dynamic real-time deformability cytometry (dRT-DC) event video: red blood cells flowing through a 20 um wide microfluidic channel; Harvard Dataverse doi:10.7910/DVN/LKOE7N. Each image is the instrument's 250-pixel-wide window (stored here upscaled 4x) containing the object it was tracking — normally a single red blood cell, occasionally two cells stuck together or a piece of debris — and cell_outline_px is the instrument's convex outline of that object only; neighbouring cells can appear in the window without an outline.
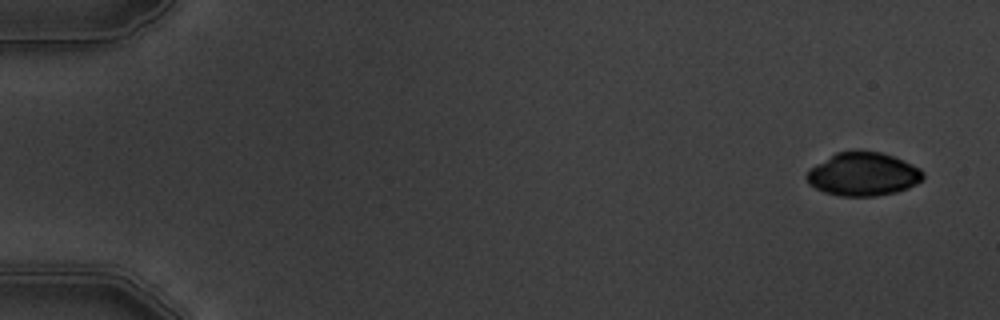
{"species": "common noctule bat (a hibernating species)", "species_latin": "Nyctalus noctula", "temperature_condition": "warm", "stored_images_in_passage": 5, "camera_frame_rate_fps": 3000, "um_per_image_px": 0.085, "animal": {"sex": "male", "body_mass_g": 19.5, "forearm_length_mm": 54.6}, "frame": {"image": 1, "passage_image": 1, "time_ms": 0.0, "image_size_px": [1000, 320], "cell_outline_px": [[924, 180], [908, 188], [896, 192], [876, 196], [840, 196], [824, 192], [808, 184], [804, 176], [816, 164], [836, 152], [856, 148], [860, 148], [880, 152], [892, 156], [912, 164], [920, 168], [924, 172]], "centroid_in_image_um": [73.37, 14.78], "position_along_channel_um": 11.6, "area_um2": 29.94}}